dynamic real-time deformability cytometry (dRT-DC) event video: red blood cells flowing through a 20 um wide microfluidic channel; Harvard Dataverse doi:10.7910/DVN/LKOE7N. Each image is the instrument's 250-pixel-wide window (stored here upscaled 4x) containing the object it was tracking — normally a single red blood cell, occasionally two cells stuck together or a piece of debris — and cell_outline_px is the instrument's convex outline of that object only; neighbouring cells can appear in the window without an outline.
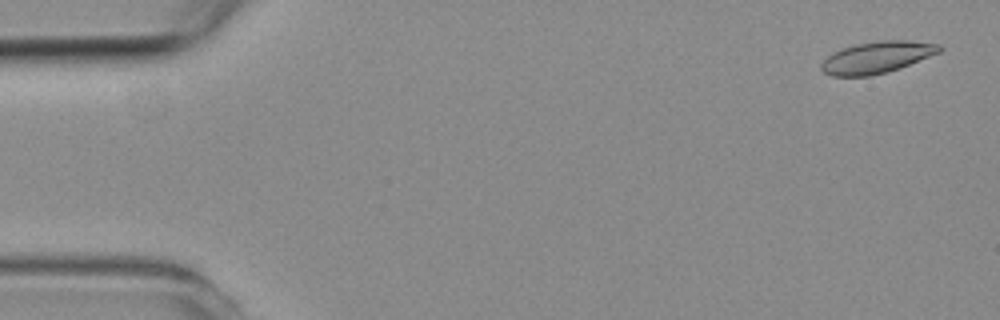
{"species": "common noctule bat (a hibernating species)", "species_latin": "Nyctalus noctula", "temperature_condition": "room temperature", "stored_images_in_passage": 5, "segment_of_instrument_passage": [2, 2], "camera_frame_rate_fps": 3000, "um_per_image_px": 0.085, "animal": {"sex": "female", "body_mass_g": 19.3, "forearm_length_mm": 54.1}, "frame": {"image": 1, "passage_image": 5, "time_ms": 4.667, "image_size_px": [1000, 320], "cell_outline_px": [[944, 48], [940, 52], [900, 68], [888, 72], [872, 76], [832, 76], [824, 72], [820, 68], [820, 64], [832, 52], [856, 44], [880, 40], [908, 40], [940, 44]], "centroid_in_image_um": [74.55, 4.87], "position_along_channel_um": 10.5, "area_um2": 21.91}}